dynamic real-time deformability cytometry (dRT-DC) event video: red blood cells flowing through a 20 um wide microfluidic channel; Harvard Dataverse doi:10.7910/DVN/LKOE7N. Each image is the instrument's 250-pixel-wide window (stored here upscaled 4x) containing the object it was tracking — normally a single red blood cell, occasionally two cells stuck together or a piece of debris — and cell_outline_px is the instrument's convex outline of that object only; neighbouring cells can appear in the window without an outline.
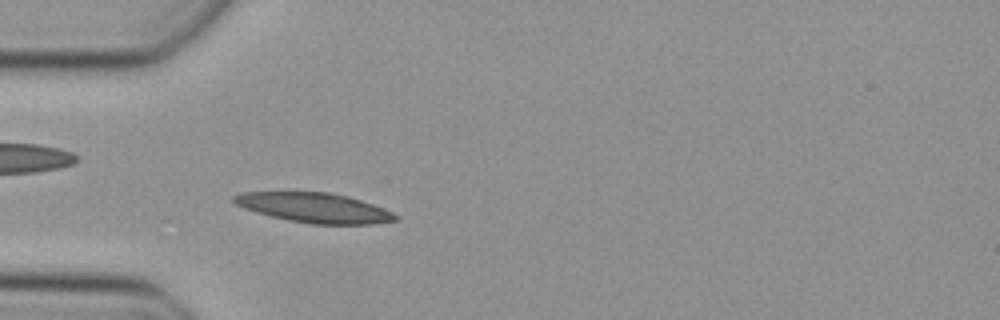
{"species": "Egyptian fruit bat (a non-hibernating species)", "species_latin": "Rousettus aegyptiacus", "temperature_condition": "cold", "stored_images_in_passage": 43, "camera_frame_rate_fps": 3000, "um_per_image_px": 0.085, "animal": {"sex": "female"}, "frame": {"image": 1, "passage_image": 13, "time_ms": 4.0, "image_size_px": [1000, 320], "cell_outline_px": [[400, 220], [372, 224], [312, 224], [288, 220], [256, 212], [244, 208], [236, 204], [232, 200], [232, 196], [240, 192], [328, 192], [348, 196], [372, 204], [392, 212], [400, 216]], "centroid_in_image_um": [26.73, 17.66], "position_along_channel_um": 58.3, "area_um2": 27.98}}
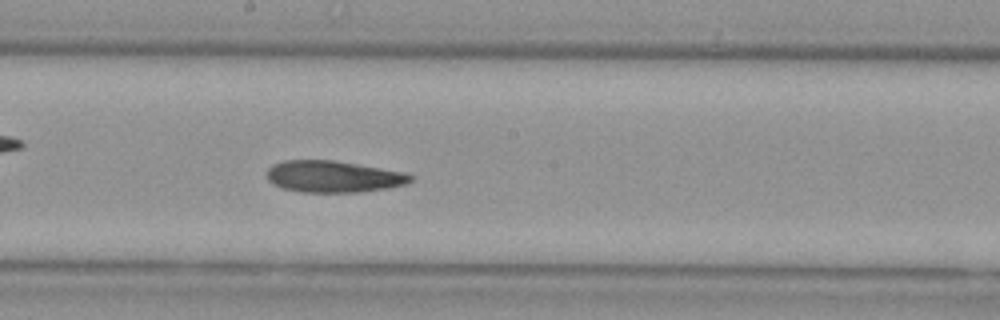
{"frame": {"image": 2, "passage_image": 25, "time_ms": 8.0, "image_size_px": [1000, 320], "cell_outline_px": [[412, 180], [408, 184], [388, 188], [360, 192], [304, 192], [284, 188], [272, 184], [268, 180], [268, 168], [272, 164], [284, 160], [332, 160], [404, 172], [412, 176]], "centroid_in_image_um": [28.33, 15.01], "position_along_channel_um": 219.9, "area_um2": 26.36}}
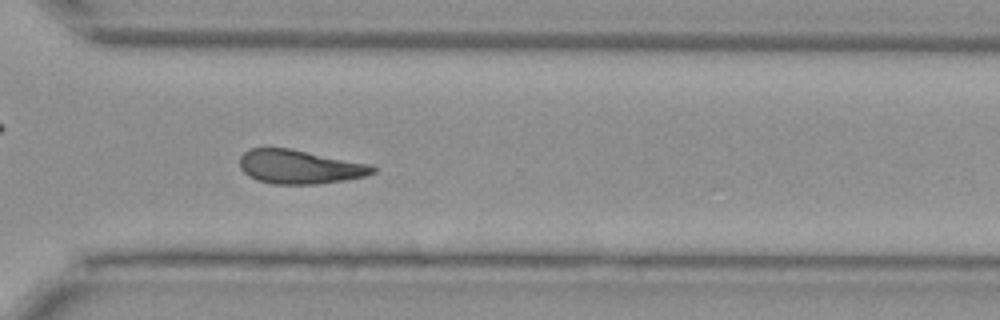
{"frame": {"image": 3, "passage_image": 34, "time_ms": 11.0, "image_size_px": [1000, 320], "cell_outline_px": [[376, 172], [364, 176], [344, 180], [316, 184], [272, 184], [256, 180], [248, 176], [240, 168], [240, 156], [248, 148], [288, 148], [372, 164], [376, 168]], "centroid_in_image_um": [25.46, 14.18], "position_along_channel_um": 345.1, "area_um2": 26.36}}